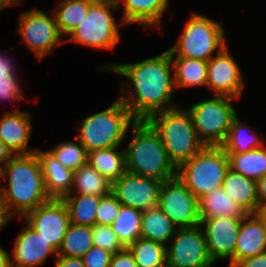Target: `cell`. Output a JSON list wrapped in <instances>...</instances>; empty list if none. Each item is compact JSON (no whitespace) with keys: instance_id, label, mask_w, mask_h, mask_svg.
Here are the masks:
<instances>
[{"instance_id":"681fc988","label":"cell","mask_w":266,"mask_h":267,"mask_svg":"<svg viewBox=\"0 0 266 267\" xmlns=\"http://www.w3.org/2000/svg\"><path fill=\"white\" fill-rule=\"evenodd\" d=\"M91 5H103L107 3H117V0H81Z\"/></svg>"},{"instance_id":"f1b7e54d","label":"cell","mask_w":266,"mask_h":267,"mask_svg":"<svg viewBox=\"0 0 266 267\" xmlns=\"http://www.w3.org/2000/svg\"><path fill=\"white\" fill-rule=\"evenodd\" d=\"M101 196L69 194L62 198L65 203L70 223L75 225H95L96 210Z\"/></svg>"},{"instance_id":"7402d4cb","label":"cell","mask_w":266,"mask_h":267,"mask_svg":"<svg viewBox=\"0 0 266 267\" xmlns=\"http://www.w3.org/2000/svg\"><path fill=\"white\" fill-rule=\"evenodd\" d=\"M199 218L211 219L214 217H233L244 218L248 212L229 194L223 190L222 187L211 190L198 199Z\"/></svg>"},{"instance_id":"7a4b0ae2","label":"cell","mask_w":266,"mask_h":267,"mask_svg":"<svg viewBox=\"0 0 266 267\" xmlns=\"http://www.w3.org/2000/svg\"><path fill=\"white\" fill-rule=\"evenodd\" d=\"M6 176L9 183L8 187H0V202L9 219L23 218L50 200L35 152L14 155L0 170V179Z\"/></svg>"},{"instance_id":"e0dca14e","label":"cell","mask_w":266,"mask_h":267,"mask_svg":"<svg viewBox=\"0 0 266 267\" xmlns=\"http://www.w3.org/2000/svg\"><path fill=\"white\" fill-rule=\"evenodd\" d=\"M23 231L14 242L11 255L13 267H38L43 265L49 255H56L58 251L27 222Z\"/></svg>"},{"instance_id":"b9f144b4","label":"cell","mask_w":266,"mask_h":267,"mask_svg":"<svg viewBox=\"0 0 266 267\" xmlns=\"http://www.w3.org/2000/svg\"><path fill=\"white\" fill-rule=\"evenodd\" d=\"M234 267H266V252L243 259Z\"/></svg>"},{"instance_id":"ab89813d","label":"cell","mask_w":266,"mask_h":267,"mask_svg":"<svg viewBox=\"0 0 266 267\" xmlns=\"http://www.w3.org/2000/svg\"><path fill=\"white\" fill-rule=\"evenodd\" d=\"M20 82H0V100L24 99Z\"/></svg>"},{"instance_id":"bcb514c9","label":"cell","mask_w":266,"mask_h":267,"mask_svg":"<svg viewBox=\"0 0 266 267\" xmlns=\"http://www.w3.org/2000/svg\"><path fill=\"white\" fill-rule=\"evenodd\" d=\"M0 267H13L11 256L4 248H2L1 245H0Z\"/></svg>"},{"instance_id":"484cf974","label":"cell","mask_w":266,"mask_h":267,"mask_svg":"<svg viewBox=\"0 0 266 267\" xmlns=\"http://www.w3.org/2000/svg\"><path fill=\"white\" fill-rule=\"evenodd\" d=\"M173 73L175 88H189L206 85L208 66L207 61L176 57L173 59Z\"/></svg>"},{"instance_id":"4fadbf2b","label":"cell","mask_w":266,"mask_h":267,"mask_svg":"<svg viewBox=\"0 0 266 267\" xmlns=\"http://www.w3.org/2000/svg\"><path fill=\"white\" fill-rule=\"evenodd\" d=\"M18 219H24L57 251L70 224L68 210L62 199H50Z\"/></svg>"},{"instance_id":"5bb4252c","label":"cell","mask_w":266,"mask_h":267,"mask_svg":"<svg viewBox=\"0 0 266 267\" xmlns=\"http://www.w3.org/2000/svg\"><path fill=\"white\" fill-rule=\"evenodd\" d=\"M162 182L126 171L112 184V193L122 206L143 212L157 207Z\"/></svg>"},{"instance_id":"44dd1931","label":"cell","mask_w":266,"mask_h":267,"mask_svg":"<svg viewBox=\"0 0 266 267\" xmlns=\"http://www.w3.org/2000/svg\"><path fill=\"white\" fill-rule=\"evenodd\" d=\"M121 1L124 6L121 25L138 23L145 28H159L169 4V0H117L119 7Z\"/></svg>"},{"instance_id":"c3c4849f","label":"cell","mask_w":266,"mask_h":267,"mask_svg":"<svg viewBox=\"0 0 266 267\" xmlns=\"http://www.w3.org/2000/svg\"><path fill=\"white\" fill-rule=\"evenodd\" d=\"M21 0H0V11L12 5L20 4Z\"/></svg>"},{"instance_id":"f546056e","label":"cell","mask_w":266,"mask_h":267,"mask_svg":"<svg viewBox=\"0 0 266 267\" xmlns=\"http://www.w3.org/2000/svg\"><path fill=\"white\" fill-rule=\"evenodd\" d=\"M247 130H249L248 133ZM252 133V134H251ZM248 134V135H247ZM265 142L254 130L239 119L238 115L233 119L227 138L221 147L226 153H246L252 149L260 148Z\"/></svg>"},{"instance_id":"603a6c76","label":"cell","mask_w":266,"mask_h":267,"mask_svg":"<svg viewBox=\"0 0 266 267\" xmlns=\"http://www.w3.org/2000/svg\"><path fill=\"white\" fill-rule=\"evenodd\" d=\"M222 188L230 198L241 205L248 213H255L258 208L256 180L229 169L222 182Z\"/></svg>"},{"instance_id":"8992f818","label":"cell","mask_w":266,"mask_h":267,"mask_svg":"<svg viewBox=\"0 0 266 267\" xmlns=\"http://www.w3.org/2000/svg\"><path fill=\"white\" fill-rule=\"evenodd\" d=\"M227 153L221 146H205L199 153L176 169L177 177L197 198L222 187L229 170Z\"/></svg>"},{"instance_id":"f35d334b","label":"cell","mask_w":266,"mask_h":267,"mask_svg":"<svg viewBox=\"0 0 266 267\" xmlns=\"http://www.w3.org/2000/svg\"><path fill=\"white\" fill-rule=\"evenodd\" d=\"M13 63L16 62H13L9 56H4L0 52V82H19L15 71L16 67Z\"/></svg>"},{"instance_id":"d6986e66","label":"cell","mask_w":266,"mask_h":267,"mask_svg":"<svg viewBox=\"0 0 266 267\" xmlns=\"http://www.w3.org/2000/svg\"><path fill=\"white\" fill-rule=\"evenodd\" d=\"M266 252V224L255 214L241 220L234 250V266L241 260Z\"/></svg>"},{"instance_id":"8fae6325","label":"cell","mask_w":266,"mask_h":267,"mask_svg":"<svg viewBox=\"0 0 266 267\" xmlns=\"http://www.w3.org/2000/svg\"><path fill=\"white\" fill-rule=\"evenodd\" d=\"M166 246L167 267H212L201 225L178 228Z\"/></svg>"},{"instance_id":"d6a6232c","label":"cell","mask_w":266,"mask_h":267,"mask_svg":"<svg viewBox=\"0 0 266 267\" xmlns=\"http://www.w3.org/2000/svg\"><path fill=\"white\" fill-rule=\"evenodd\" d=\"M142 211L121 206L118 216L110 225L125 247L141 238Z\"/></svg>"},{"instance_id":"8d00e7d4","label":"cell","mask_w":266,"mask_h":267,"mask_svg":"<svg viewBox=\"0 0 266 267\" xmlns=\"http://www.w3.org/2000/svg\"><path fill=\"white\" fill-rule=\"evenodd\" d=\"M121 206L112 192L102 196L96 210L95 224L111 225L118 216Z\"/></svg>"},{"instance_id":"60d3db41","label":"cell","mask_w":266,"mask_h":267,"mask_svg":"<svg viewBox=\"0 0 266 267\" xmlns=\"http://www.w3.org/2000/svg\"><path fill=\"white\" fill-rule=\"evenodd\" d=\"M109 267H137L132 253L126 247L112 255Z\"/></svg>"},{"instance_id":"9c48e42d","label":"cell","mask_w":266,"mask_h":267,"mask_svg":"<svg viewBox=\"0 0 266 267\" xmlns=\"http://www.w3.org/2000/svg\"><path fill=\"white\" fill-rule=\"evenodd\" d=\"M113 11H119L117 3L90 5L86 16L69 33L72 37L67 40L95 49L112 50L121 39Z\"/></svg>"},{"instance_id":"ee69618b","label":"cell","mask_w":266,"mask_h":267,"mask_svg":"<svg viewBox=\"0 0 266 267\" xmlns=\"http://www.w3.org/2000/svg\"><path fill=\"white\" fill-rule=\"evenodd\" d=\"M258 203L266 202V174L256 180Z\"/></svg>"},{"instance_id":"7c38bea8","label":"cell","mask_w":266,"mask_h":267,"mask_svg":"<svg viewBox=\"0 0 266 267\" xmlns=\"http://www.w3.org/2000/svg\"><path fill=\"white\" fill-rule=\"evenodd\" d=\"M157 206L178 228L200 224L198 199L177 175L162 182Z\"/></svg>"},{"instance_id":"30bf717a","label":"cell","mask_w":266,"mask_h":267,"mask_svg":"<svg viewBox=\"0 0 266 267\" xmlns=\"http://www.w3.org/2000/svg\"><path fill=\"white\" fill-rule=\"evenodd\" d=\"M18 34L38 60H43L53 49L63 42L53 13L30 9L19 15Z\"/></svg>"},{"instance_id":"ac0fdd59","label":"cell","mask_w":266,"mask_h":267,"mask_svg":"<svg viewBox=\"0 0 266 267\" xmlns=\"http://www.w3.org/2000/svg\"><path fill=\"white\" fill-rule=\"evenodd\" d=\"M31 114L20 111H7L0 118V140L14 153L31 154L35 150L28 151V145L32 133Z\"/></svg>"},{"instance_id":"836d02e7","label":"cell","mask_w":266,"mask_h":267,"mask_svg":"<svg viewBox=\"0 0 266 267\" xmlns=\"http://www.w3.org/2000/svg\"><path fill=\"white\" fill-rule=\"evenodd\" d=\"M137 267H167L166 246L152 240L138 238L128 247Z\"/></svg>"},{"instance_id":"e575fe53","label":"cell","mask_w":266,"mask_h":267,"mask_svg":"<svg viewBox=\"0 0 266 267\" xmlns=\"http://www.w3.org/2000/svg\"><path fill=\"white\" fill-rule=\"evenodd\" d=\"M49 152L63 166L73 171L87 163L88 152L77 139L60 142L53 149H50Z\"/></svg>"},{"instance_id":"d4e9b609","label":"cell","mask_w":266,"mask_h":267,"mask_svg":"<svg viewBox=\"0 0 266 267\" xmlns=\"http://www.w3.org/2000/svg\"><path fill=\"white\" fill-rule=\"evenodd\" d=\"M177 229L178 227L158 206L142 212L140 234L143 239L159 242L166 246Z\"/></svg>"},{"instance_id":"ba28073f","label":"cell","mask_w":266,"mask_h":267,"mask_svg":"<svg viewBox=\"0 0 266 267\" xmlns=\"http://www.w3.org/2000/svg\"><path fill=\"white\" fill-rule=\"evenodd\" d=\"M236 98L213 96L189 107L198 139L205 146H221L227 138L233 119L237 116L232 101Z\"/></svg>"},{"instance_id":"9a60e30c","label":"cell","mask_w":266,"mask_h":267,"mask_svg":"<svg viewBox=\"0 0 266 267\" xmlns=\"http://www.w3.org/2000/svg\"><path fill=\"white\" fill-rule=\"evenodd\" d=\"M225 46L207 62V87L213 95L240 98L245 87L242 71Z\"/></svg>"},{"instance_id":"6da1fadb","label":"cell","mask_w":266,"mask_h":267,"mask_svg":"<svg viewBox=\"0 0 266 267\" xmlns=\"http://www.w3.org/2000/svg\"><path fill=\"white\" fill-rule=\"evenodd\" d=\"M99 69L113 71L131 81L118 97L136 120H147L152 114L173 109L175 84L172 57L164 53L136 63L105 64ZM132 90H131V88ZM128 88V90H127ZM130 88V89H129ZM171 103V104H170Z\"/></svg>"},{"instance_id":"5b68a950","label":"cell","mask_w":266,"mask_h":267,"mask_svg":"<svg viewBox=\"0 0 266 267\" xmlns=\"http://www.w3.org/2000/svg\"><path fill=\"white\" fill-rule=\"evenodd\" d=\"M137 120L118 98L105 110L79 122L77 140L87 152L120 147L130 127Z\"/></svg>"},{"instance_id":"7dc6e473","label":"cell","mask_w":266,"mask_h":267,"mask_svg":"<svg viewBox=\"0 0 266 267\" xmlns=\"http://www.w3.org/2000/svg\"><path fill=\"white\" fill-rule=\"evenodd\" d=\"M255 214L266 224V202H261Z\"/></svg>"},{"instance_id":"4316f807","label":"cell","mask_w":266,"mask_h":267,"mask_svg":"<svg viewBox=\"0 0 266 267\" xmlns=\"http://www.w3.org/2000/svg\"><path fill=\"white\" fill-rule=\"evenodd\" d=\"M73 192L102 197L112 192V183L86 163L73 171Z\"/></svg>"},{"instance_id":"4dcf8cb0","label":"cell","mask_w":266,"mask_h":267,"mask_svg":"<svg viewBox=\"0 0 266 267\" xmlns=\"http://www.w3.org/2000/svg\"><path fill=\"white\" fill-rule=\"evenodd\" d=\"M89 3L81 0H63L53 9L52 13L59 33L64 37L78 26L86 16Z\"/></svg>"},{"instance_id":"ffe728a7","label":"cell","mask_w":266,"mask_h":267,"mask_svg":"<svg viewBox=\"0 0 266 267\" xmlns=\"http://www.w3.org/2000/svg\"><path fill=\"white\" fill-rule=\"evenodd\" d=\"M35 153L50 199H62L69 195L73 186V170L63 166L49 151L35 150Z\"/></svg>"},{"instance_id":"52a82bcc","label":"cell","mask_w":266,"mask_h":267,"mask_svg":"<svg viewBox=\"0 0 266 267\" xmlns=\"http://www.w3.org/2000/svg\"><path fill=\"white\" fill-rule=\"evenodd\" d=\"M224 28L220 23L192 12L182 34L168 50L171 57H184L209 61L216 50L220 52L227 46Z\"/></svg>"},{"instance_id":"1f68e13d","label":"cell","mask_w":266,"mask_h":267,"mask_svg":"<svg viewBox=\"0 0 266 267\" xmlns=\"http://www.w3.org/2000/svg\"><path fill=\"white\" fill-rule=\"evenodd\" d=\"M93 246L92 227L70 223L57 256L81 258Z\"/></svg>"},{"instance_id":"83f0119b","label":"cell","mask_w":266,"mask_h":267,"mask_svg":"<svg viewBox=\"0 0 266 267\" xmlns=\"http://www.w3.org/2000/svg\"><path fill=\"white\" fill-rule=\"evenodd\" d=\"M229 168L247 178L258 180L266 174V147L252 149L246 153H227Z\"/></svg>"},{"instance_id":"d590c367","label":"cell","mask_w":266,"mask_h":267,"mask_svg":"<svg viewBox=\"0 0 266 267\" xmlns=\"http://www.w3.org/2000/svg\"><path fill=\"white\" fill-rule=\"evenodd\" d=\"M92 240L94 246L107 250L112 254L120 252L126 248L110 225H93Z\"/></svg>"},{"instance_id":"f6af8a7d","label":"cell","mask_w":266,"mask_h":267,"mask_svg":"<svg viewBox=\"0 0 266 267\" xmlns=\"http://www.w3.org/2000/svg\"><path fill=\"white\" fill-rule=\"evenodd\" d=\"M14 156V153L0 140V170Z\"/></svg>"},{"instance_id":"277c9868","label":"cell","mask_w":266,"mask_h":267,"mask_svg":"<svg viewBox=\"0 0 266 267\" xmlns=\"http://www.w3.org/2000/svg\"><path fill=\"white\" fill-rule=\"evenodd\" d=\"M159 134L169 161L177 169L205 145L198 139L189 112L177 107L152 114L146 120Z\"/></svg>"},{"instance_id":"74e56055","label":"cell","mask_w":266,"mask_h":267,"mask_svg":"<svg viewBox=\"0 0 266 267\" xmlns=\"http://www.w3.org/2000/svg\"><path fill=\"white\" fill-rule=\"evenodd\" d=\"M112 253L100 247H91L82 257L85 267H109Z\"/></svg>"},{"instance_id":"cb8c5ba5","label":"cell","mask_w":266,"mask_h":267,"mask_svg":"<svg viewBox=\"0 0 266 267\" xmlns=\"http://www.w3.org/2000/svg\"><path fill=\"white\" fill-rule=\"evenodd\" d=\"M118 147L88 152L87 163L112 184L126 172L125 150Z\"/></svg>"},{"instance_id":"7bdbcfd3","label":"cell","mask_w":266,"mask_h":267,"mask_svg":"<svg viewBox=\"0 0 266 267\" xmlns=\"http://www.w3.org/2000/svg\"><path fill=\"white\" fill-rule=\"evenodd\" d=\"M55 267H85L81 258L56 256Z\"/></svg>"},{"instance_id":"2e32d148","label":"cell","mask_w":266,"mask_h":267,"mask_svg":"<svg viewBox=\"0 0 266 267\" xmlns=\"http://www.w3.org/2000/svg\"><path fill=\"white\" fill-rule=\"evenodd\" d=\"M239 218L214 217L200 219L204 231L209 257L217 260L230 259L228 267H234V250L241 224Z\"/></svg>"},{"instance_id":"3957f363","label":"cell","mask_w":266,"mask_h":267,"mask_svg":"<svg viewBox=\"0 0 266 267\" xmlns=\"http://www.w3.org/2000/svg\"><path fill=\"white\" fill-rule=\"evenodd\" d=\"M133 138L125 148L126 171L165 181L176 176L159 134L146 120L133 125Z\"/></svg>"}]
</instances>
